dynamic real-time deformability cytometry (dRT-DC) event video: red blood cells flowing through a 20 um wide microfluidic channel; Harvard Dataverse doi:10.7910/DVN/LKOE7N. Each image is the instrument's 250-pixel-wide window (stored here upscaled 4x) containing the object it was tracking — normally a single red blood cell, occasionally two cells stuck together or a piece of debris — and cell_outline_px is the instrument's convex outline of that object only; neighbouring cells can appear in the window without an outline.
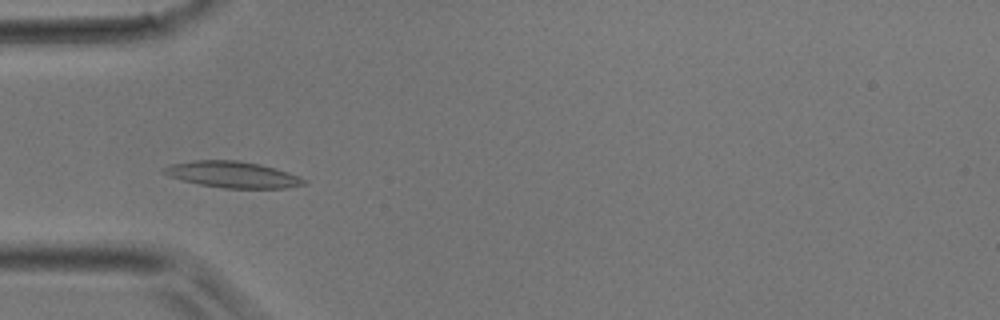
{"species": "common noctule bat (a hibernating species)", "species_latin": "Nyctalus noctula", "temperature_condition": "room temperature", "stored_images_in_passage": 33, "camera_frame_rate_fps": 3000, "um_per_image_px": 0.085, "animal": {"sex": "male", "body_mass_g": 17.9}, "frame": {"image": 1, "passage_image": 5, "time_ms": 1.333, "image_size_px": [1000, 320], "cell_outline_px": [[308, 184], [284, 188], [224, 188], [200, 184], [168, 176], [160, 172], [164, 168], [172, 164], [192, 160], [236, 160], [260, 164], [288, 172], [304, 180]], "centroid_in_image_um": [19.74, 14.83], "position_along_channel_um": 65.3, "area_um2": 21.21}}
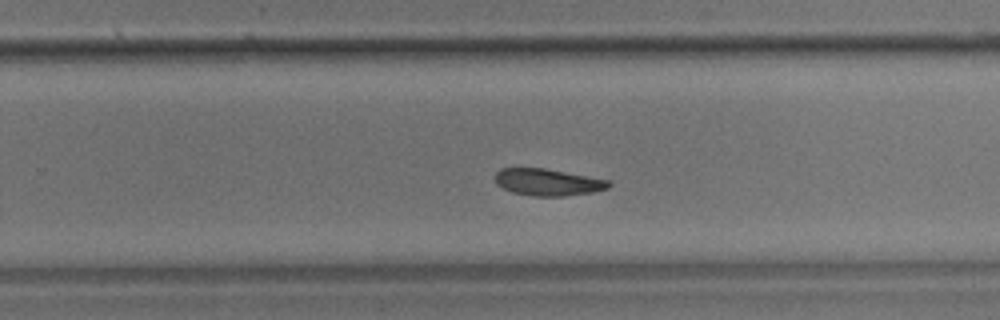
{"frame": {"image": 2, "passage_image": 18, "time_ms": 5.667, "image_size_px": [1000, 320], "cell_outline_px": [[612, 184], [608, 188], [592, 192], [564, 196], [532, 196], [512, 192], [496, 184], [496, 172], [500, 168], [544, 168], [608, 180]], "centroid_in_image_um": [46.55, 15.49], "position_along_channel_um": 283.3, "area_um2": 17.63}}
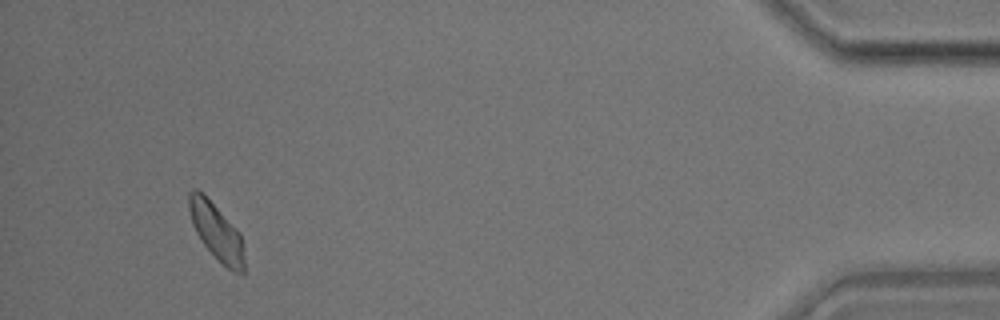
{"frame": {"image": 3, "passage_image": 30, "time_ms": 9.667, "image_size_px": [1000, 320], "cell_outline_px": [[244, 272], [232, 272], [200, 240], [192, 224], [188, 208], [188, 192], [192, 188], [196, 188], [204, 192], [240, 232], [244, 244]], "centroid_in_image_um": [18.39, 19.61], "position_along_channel_um": 416.8, "area_um2": 18.5}}